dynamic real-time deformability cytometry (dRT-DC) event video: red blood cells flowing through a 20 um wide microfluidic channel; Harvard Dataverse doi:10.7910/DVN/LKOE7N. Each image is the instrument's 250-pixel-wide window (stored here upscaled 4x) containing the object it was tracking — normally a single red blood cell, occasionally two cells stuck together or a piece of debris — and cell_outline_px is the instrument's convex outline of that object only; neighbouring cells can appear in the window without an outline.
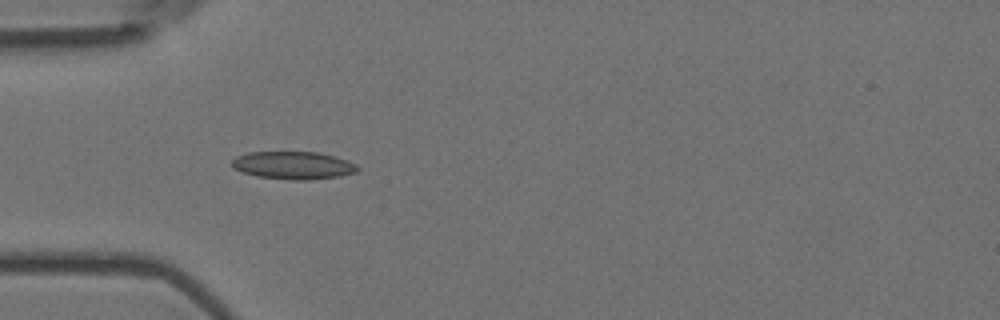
{"species": "Egyptian fruit bat (a non-hibernating species)", "species_latin": "Rousettus aegyptiacus", "temperature_condition": "room temperature", "stored_images_in_passage": 2, "camera_frame_rate_fps": 3000, "um_per_image_px": 0.085, "animal": {"sex": "female"}, "frame": {"image": 1, "passage_image": 1, "time_ms": 0.0, "image_size_px": [1000, 320], "cell_outline_px": [[360, 168], [356, 172], [340, 176], [308, 180], [288, 180], [256, 176], [232, 168], [232, 160], [236, 156], [248, 152], [316, 152], [336, 156], [356, 164]], "centroid_in_image_um": [24.93, 14.05], "position_along_channel_um": 60.1, "area_um2": 20.4}}
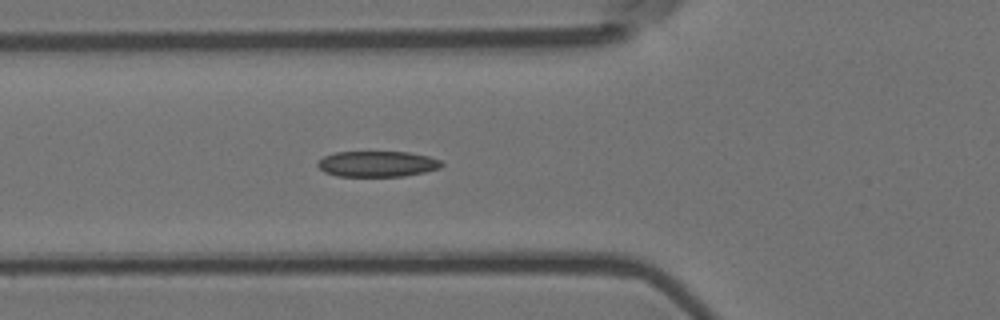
{"frame": {"image": 2, "passage_image": 2, "time_ms": 0.333, "image_size_px": [1000, 320], "cell_outline_px": [[444, 164], [440, 168], [424, 172], [404, 176], [336, 176], [324, 172], [316, 164], [324, 156], [336, 152], [408, 152], [428, 156], [440, 160]], "centroid_in_image_um": [32.07, 13.93], "position_along_channel_um": 93.7, "area_um2": 18.55}}